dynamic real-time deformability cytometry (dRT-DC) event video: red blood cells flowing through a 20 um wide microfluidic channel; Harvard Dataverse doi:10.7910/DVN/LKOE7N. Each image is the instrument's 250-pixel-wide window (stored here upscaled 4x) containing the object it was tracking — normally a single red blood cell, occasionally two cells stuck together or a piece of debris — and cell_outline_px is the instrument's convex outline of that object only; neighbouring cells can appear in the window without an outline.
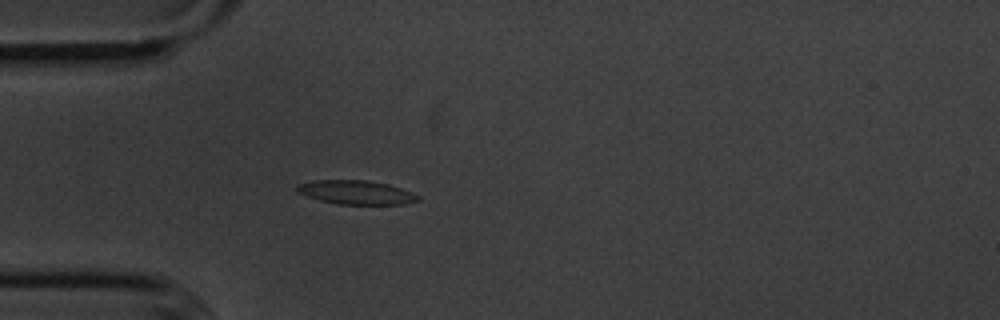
{"species": "common noctule bat (a hibernating species)", "species_latin": "Nyctalus noctula", "temperature_condition": "cold", "stored_images_in_passage": 48, "camera_frame_rate_fps": 3000, "um_per_image_px": 0.085, "animal": {"sex": "male", "body_mass_g": 20.1, "forearm_length_mm": 53.5}, "frame": {"image": 1, "passage_image": 8, "time_ms": 2.333, "image_size_px": [1000, 320], "cell_outline_px": [[420, 200], [404, 204], [340, 204], [320, 200], [296, 192], [296, 184], [312, 180], [368, 180], [388, 184], [412, 192], [420, 196]], "centroid_in_image_um": [30.26, 16.34], "position_along_channel_um": 54.7, "area_um2": 16.88}}
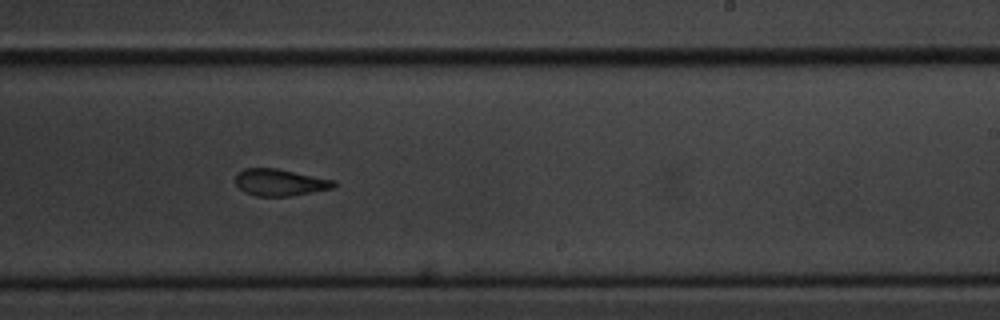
{"frame": {"image": 2, "passage_image": 26, "time_ms": 8.333, "image_size_px": [1000, 320], "cell_outline_px": [[336, 188], [288, 196], [256, 196], [244, 192], [236, 184], [236, 172], [244, 168], [276, 168], [336, 180]], "centroid_in_image_um": [23.81, 15.5], "position_along_channel_um": 265.2, "area_um2": 15.49}}
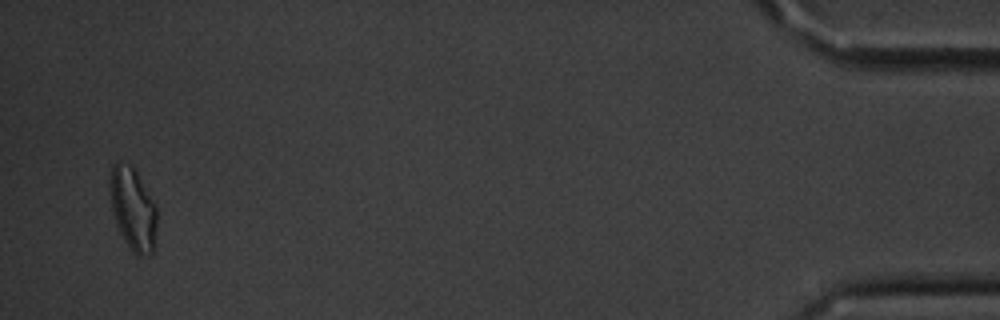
{"frame": {"image": 3, "passage_image": 46, "time_ms": 15.0, "image_size_px": [1000, 320], "cell_outline_px": [[156, 224], [152, 252], [140, 256], [136, 256], [132, 252], [124, 240], [116, 224], [112, 208], [108, 184], [108, 180], [112, 164], [116, 160], [120, 160], [128, 164], [136, 172], [156, 204]], "centroid_in_image_um": [11.26, 17.71], "position_along_channel_um": 423.9, "area_um2": 22.66}, "authors_computed_cell_mechanics": {"area_um2": 16.5886, "velocity_mm_per_s": 3.6103, "shape_relaxation_time_tau1_ms": 10.0664, "shape_relaxation_time_tau2_ms": 4.8806, "deformation_change_tau1": 0.1965, "deformation_change_tau2": 0.1245}}